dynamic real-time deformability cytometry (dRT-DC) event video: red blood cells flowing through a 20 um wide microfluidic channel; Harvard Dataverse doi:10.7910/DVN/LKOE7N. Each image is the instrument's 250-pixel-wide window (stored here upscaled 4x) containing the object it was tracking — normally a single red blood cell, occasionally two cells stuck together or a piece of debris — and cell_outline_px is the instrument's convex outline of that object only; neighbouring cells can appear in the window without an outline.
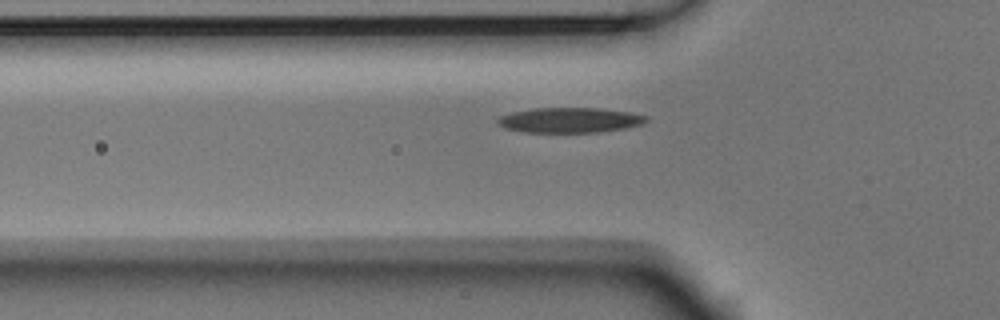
{"species": "Egyptian fruit bat (a non-hibernating species)", "species_latin": "Rousettus aegyptiacus", "temperature_condition": "room temperature", "stored_images_in_passage": 40, "camera_frame_rate_fps": 3000, "um_per_image_px": 0.085, "animal": {"sex": "male"}, "frame": {"image": 1, "passage_image": 4, "time_ms": 1.0, "image_size_px": [1000, 320], "cell_outline_px": [[648, 120], [640, 124], [624, 128], [600, 132], [524, 132], [504, 128], [496, 120], [500, 116], [512, 112], [532, 108], [600, 108], [628, 112], [648, 116]], "centroid_in_image_um": [48.41, 10.2], "position_along_channel_um": 77.4, "area_um2": 21.62}}
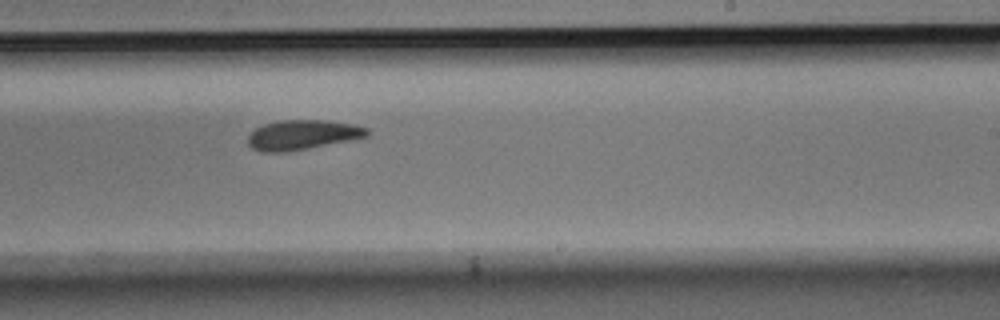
{"frame": {"image": 2, "passage_image": 19, "time_ms": 6.0, "image_size_px": [1000, 320], "cell_outline_px": [[368, 136], [308, 148], [284, 152], [264, 152], [252, 148], [248, 144], [248, 136], [256, 128], [264, 124], [280, 120], [324, 120], [352, 124], [368, 128]], "centroid_in_image_um": [25.68, 11.45], "position_along_channel_um": 263.3, "area_um2": 20.35}}
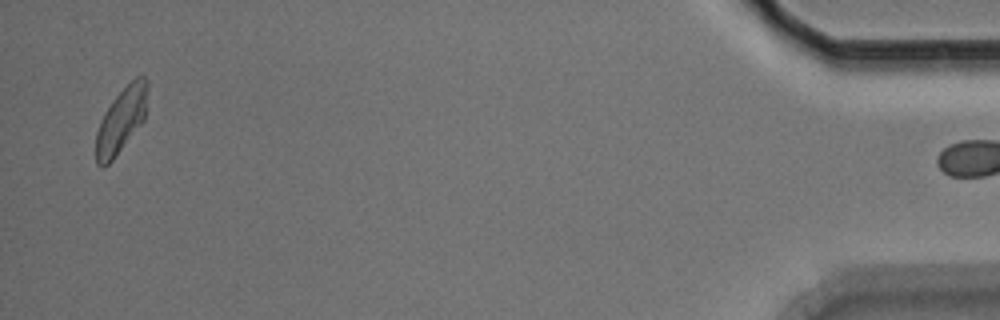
{"frame": {"image": 3, "passage_image": 39, "time_ms": 12.667, "image_size_px": [1000, 320], "cell_outline_px": [[148, 88], [144, 120], [112, 160], [104, 168], [96, 164], [96, 132], [100, 120], [104, 112], [112, 100], [136, 76], [144, 76], [148, 80]], "centroid_in_image_um": [10.3, 10.21], "position_along_channel_um": 424.9, "area_um2": 19.42}}